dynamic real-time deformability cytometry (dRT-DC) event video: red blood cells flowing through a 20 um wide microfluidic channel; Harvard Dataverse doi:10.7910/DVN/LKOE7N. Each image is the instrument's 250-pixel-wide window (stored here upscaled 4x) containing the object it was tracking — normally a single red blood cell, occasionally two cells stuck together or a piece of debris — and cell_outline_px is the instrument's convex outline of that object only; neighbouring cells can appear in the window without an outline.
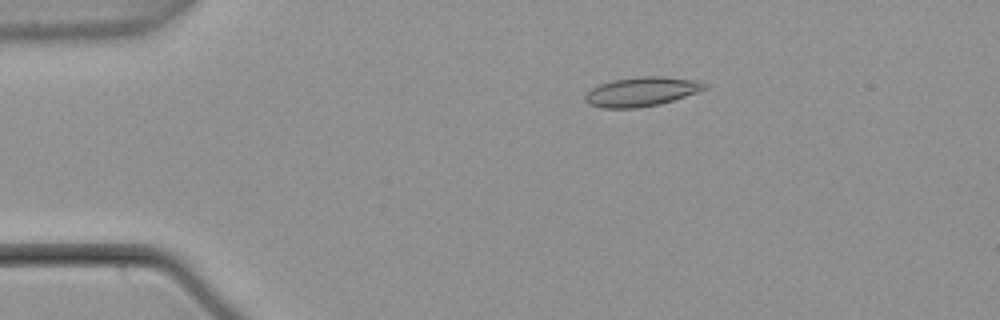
{"species": "common noctule bat (a hibernating species)", "species_latin": "Nyctalus noctula", "temperature_condition": "warm", "stored_images_in_passage": 4, "camera_frame_rate_fps": 3000, "um_per_image_px": 0.085, "animal": {"sex": "male", "body_mass_g": 21.5, "forearm_length_mm": 52.0}, "frame": {"image": 1, "passage_image": 3, "time_ms": 0.667, "image_size_px": [1000, 320], "cell_outline_px": [[708, 88], [700, 92], [660, 104], [640, 108], [600, 108], [588, 104], [584, 100], [584, 96], [592, 88], [600, 84], [612, 80], [640, 76], [664, 76], [696, 80], [708, 84]], "centroid_in_image_um": [54.56, 7.79], "position_along_channel_um": 30.4, "area_um2": 20.69}}